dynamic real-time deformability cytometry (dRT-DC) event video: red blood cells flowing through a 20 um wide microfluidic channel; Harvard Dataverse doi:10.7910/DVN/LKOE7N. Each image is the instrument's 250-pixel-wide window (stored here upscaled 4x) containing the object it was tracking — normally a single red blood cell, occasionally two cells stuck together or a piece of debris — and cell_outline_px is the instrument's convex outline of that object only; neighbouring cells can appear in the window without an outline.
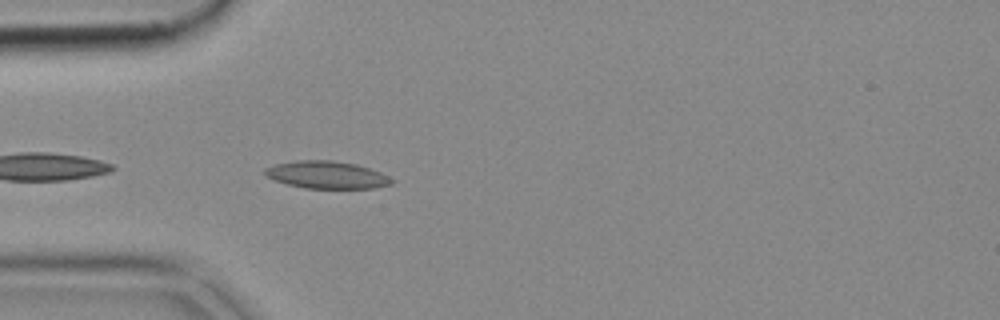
{"species": "common noctule bat (a hibernating species)", "species_latin": "Nyctalus noctula", "temperature_condition": "cold", "stored_images_in_passage": 5, "camera_frame_rate_fps": 3000, "um_per_image_px": 0.085, "animal": {"sex": "female", "body_mass_g": 18.4}, "frame": {"image": 1, "passage_image": 2, "time_ms": 0.333, "image_size_px": [1000, 320], "cell_outline_px": [[396, 180], [392, 184], [376, 188], [304, 188], [288, 184], [264, 176], [264, 168], [272, 164], [296, 160], [332, 160], [356, 164], [380, 172]], "centroid_in_image_um": [27.76, 14.86], "position_along_channel_um": 57.2, "area_um2": 20.4}}